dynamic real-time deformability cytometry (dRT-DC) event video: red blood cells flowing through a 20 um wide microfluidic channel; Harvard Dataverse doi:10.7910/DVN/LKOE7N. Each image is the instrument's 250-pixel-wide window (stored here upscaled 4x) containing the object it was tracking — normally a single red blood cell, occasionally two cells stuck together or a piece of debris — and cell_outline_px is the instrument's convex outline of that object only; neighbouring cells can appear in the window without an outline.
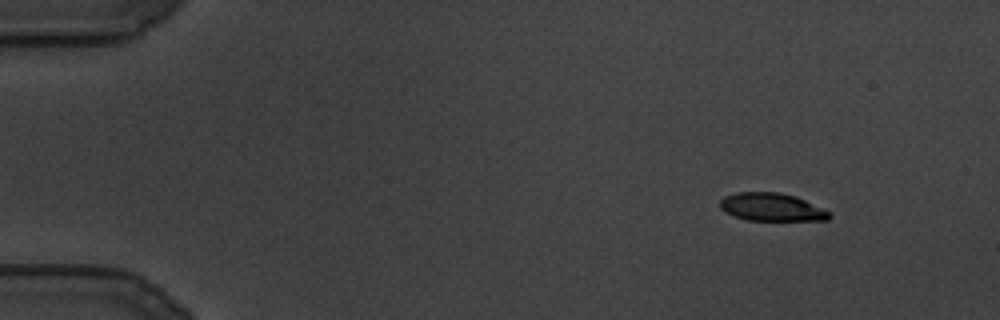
{"species": "common noctule bat (a hibernating species)", "species_latin": "Nyctalus noctula", "temperature_condition": "cold", "stored_images_in_passage": 21, "camera_frame_rate_fps": 3000, "um_per_image_px": 0.085, "animal": {"sex": "male", "body_mass_g": 19.5, "forearm_length_mm": 54.6}, "frame": {"image": 1, "passage_image": 1, "time_ms": 0.0, "image_size_px": [1000, 320], "cell_outline_px": [[832, 216], [828, 220], [748, 220], [736, 216], [720, 208], [720, 200], [724, 196], [736, 192], [780, 192], [796, 196], [824, 208], [832, 212]], "centroid_in_image_um": [65.65, 17.59], "position_along_channel_um": 19.4, "area_um2": 17.86}}